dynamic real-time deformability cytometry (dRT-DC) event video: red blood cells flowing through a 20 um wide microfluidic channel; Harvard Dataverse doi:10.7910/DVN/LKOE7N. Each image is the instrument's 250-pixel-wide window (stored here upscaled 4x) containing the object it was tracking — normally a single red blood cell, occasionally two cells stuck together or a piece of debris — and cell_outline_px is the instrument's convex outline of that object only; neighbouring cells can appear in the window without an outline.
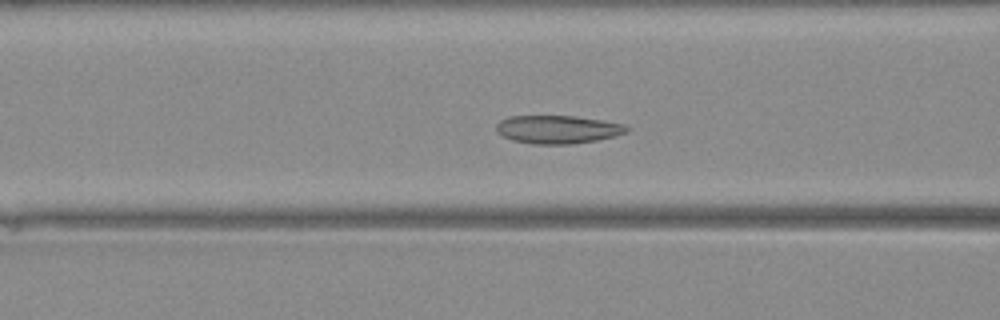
{"species": "Egyptian fruit bat (a non-hibernating species)", "species_latin": "Rousettus aegyptiacus", "temperature_condition": "warm", "stored_images_in_passage": 25, "camera_frame_rate_fps": 3000, "um_per_image_px": 0.085, "animal": {"sex": "female"}, "frame": {"image": 1, "passage_image": 4, "time_ms": 1.0, "image_size_px": [1000, 320], "cell_outline_px": [[628, 132], [596, 140], [572, 144], [532, 144], [512, 140], [496, 132], [496, 124], [500, 120], [508, 116], [576, 116], [624, 124], [628, 128]], "centroid_in_image_um": [47.36, 11.0], "position_along_channel_um": 119.2, "area_um2": 21.33}}
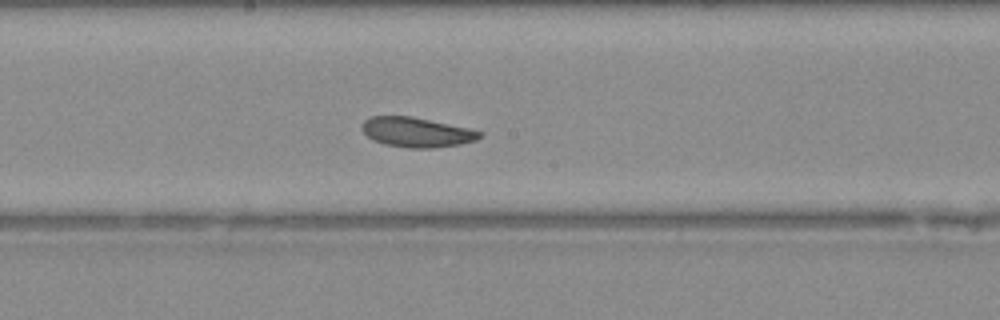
{"frame": {"image": 2, "passage_image": 10, "time_ms": 3.0, "image_size_px": [1000, 320], "cell_outline_px": [[484, 132], [476, 140], [460, 144], [432, 148], [408, 148], [384, 144], [372, 140], [364, 132], [360, 124], [364, 120], [372, 116], [412, 116], [468, 128]], "centroid_in_image_um": [35.39, 11.24], "position_along_channel_um": 212.8, "area_um2": 20.4}}
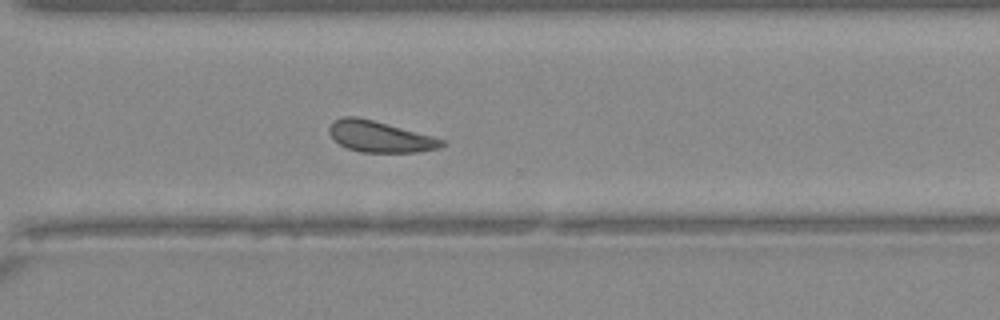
{"frame": {"image": 3, "passage_image": 18, "time_ms": 5.667, "image_size_px": [1000, 320], "cell_outline_px": [[444, 144], [440, 148], [416, 152], [360, 152], [348, 148], [340, 144], [328, 132], [328, 128], [332, 120], [344, 116], [356, 116], [372, 120], [432, 136], [444, 140]], "centroid_in_image_um": [32.25, 11.61], "position_along_channel_um": 338.3, "area_um2": 20.17}}